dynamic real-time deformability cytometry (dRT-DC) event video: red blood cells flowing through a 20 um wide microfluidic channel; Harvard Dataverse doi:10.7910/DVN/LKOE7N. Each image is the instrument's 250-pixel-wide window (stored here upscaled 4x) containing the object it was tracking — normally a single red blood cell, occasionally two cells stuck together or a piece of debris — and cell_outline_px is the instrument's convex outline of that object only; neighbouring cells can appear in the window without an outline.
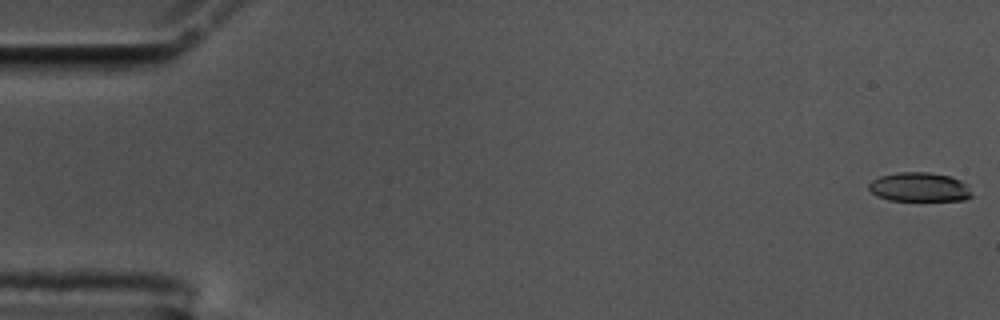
{"species": "common noctule bat (a hibernating species)", "species_latin": "Nyctalus noctula", "temperature_condition": "cold", "stored_images_in_passage": 12, "camera_frame_rate_fps": 3000, "um_per_image_px": 0.085, "animal": {"sex": "male", "body_mass_g": 17.5, "forearm_length_mm": 52.3}, "frame": {"image": 1, "passage_image": 1, "time_ms": 0.0, "image_size_px": [1000, 320], "cell_outline_px": [[972, 196], [964, 200], [888, 200], [876, 196], [868, 188], [868, 184], [872, 180], [880, 176], [896, 172], [928, 172], [952, 176], [968, 184], [972, 192]], "centroid_in_image_um": [78.16, 15.89], "position_along_channel_um": 6.8, "area_um2": 17.69}}